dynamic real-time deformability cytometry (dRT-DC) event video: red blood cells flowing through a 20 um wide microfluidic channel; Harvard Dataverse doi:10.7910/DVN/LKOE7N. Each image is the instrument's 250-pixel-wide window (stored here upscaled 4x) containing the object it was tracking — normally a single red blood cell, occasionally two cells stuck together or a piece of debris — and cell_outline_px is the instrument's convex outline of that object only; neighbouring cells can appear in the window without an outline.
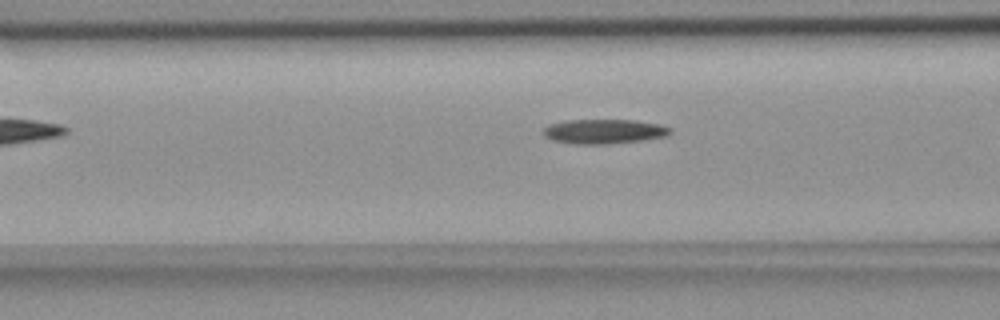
{"species": "common noctule bat (a hibernating species)", "species_latin": "Nyctalus noctula", "temperature_condition": "room temperature", "stored_images_in_passage": 17, "camera_frame_rate_fps": 3000, "um_per_image_px": 0.085, "animal": {"sex": "female", "body_mass_g": 18.4}, "frame": {"image": 1, "passage_image": 8, "time_ms": 2.333, "image_size_px": [1000, 320], "cell_outline_px": [[672, 132], [664, 136], [640, 140], [608, 144], [576, 144], [552, 140], [544, 136], [544, 128], [548, 124], [568, 120], [636, 120], [660, 124], [668, 128]], "centroid_in_image_um": [51.3, 11.17], "position_along_channel_um": 115.3, "area_um2": 17.98}}
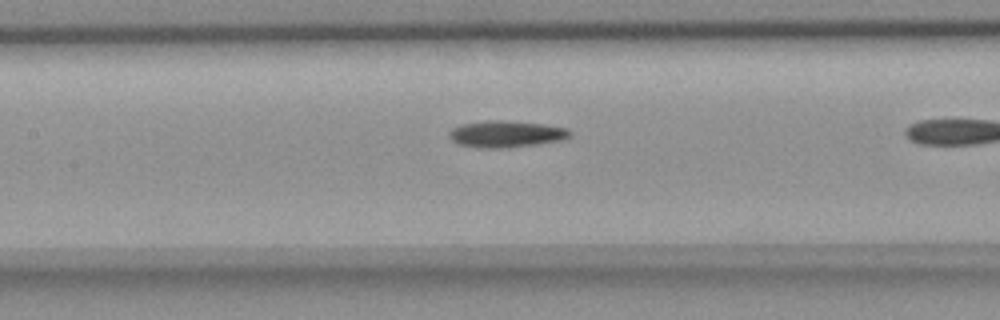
{"frame": {"image": 2, "passage_image": 12, "time_ms": 3.667, "image_size_px": [1000, 320], "cell_outline_px": [[572, 136], [564, 140], [508, 148], [480, 148], [460, 144], [452, 140], [448, 136], [448, 132], [452, 128], [460, 124], [488, 120], [496, 120], [544, 124], [568, 128], [572, 132]], "centroid_in_image_um": [43.04, 11.39], "position_along_channel_um": 164.4, "area_um2": 18.9}}
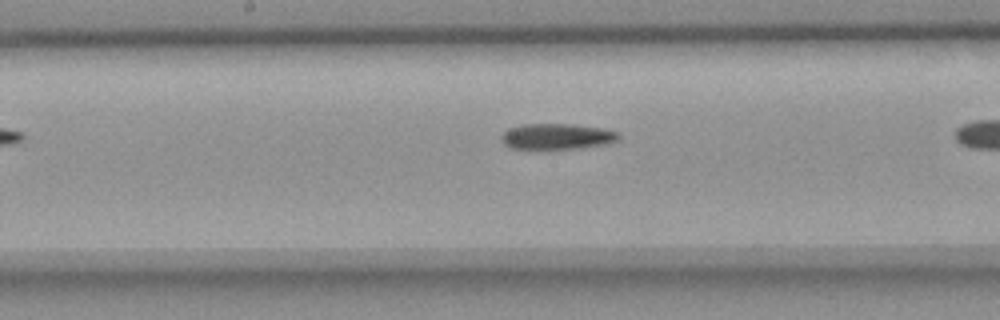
{"frame": {"image": 3, "passage_image": 15, "time_ms": 4.667, "image_size_px": [1000, 320], "cell_outline_px": [[620, 140], [604, 144], [576, 148], [512, 148], [504, 144], [500, 140], [500, 136], [508, 128], [520, 124], [572, 124], [600, 128], [616, 132], [620, 136]], "centroid_in_image_um": [47.29, 11.58], "position_along_channel_um": 200.9, "area_um2": 17.4}}